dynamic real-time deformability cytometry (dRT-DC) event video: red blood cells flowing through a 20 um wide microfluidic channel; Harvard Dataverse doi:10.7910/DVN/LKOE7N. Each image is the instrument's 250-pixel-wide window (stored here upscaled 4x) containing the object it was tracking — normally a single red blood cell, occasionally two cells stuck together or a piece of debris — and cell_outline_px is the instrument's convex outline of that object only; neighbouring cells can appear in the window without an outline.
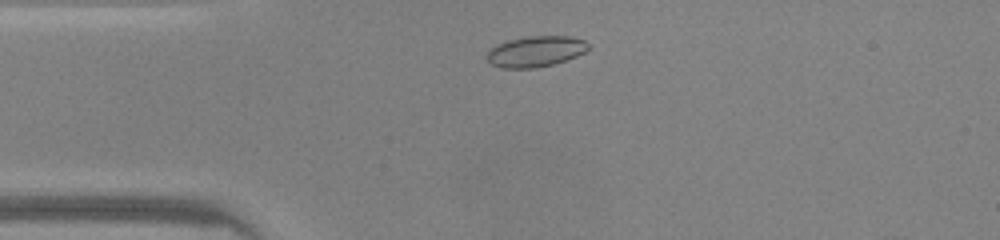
{"species": "common noctule bat (a hibernating species)", "species_latin": "Nyctalus noctula", "temperature_condition": "warm", "stored_images_in_passage": 32, "camera_frame_rate_fps": 3000, "um_per_image_px": 0.085, "animal": {"sex": "male", "body_mass_g": 20.0, "forearm_length_mm": 53.3}, "frame": {"image": 1, "passage_image": 2, "time_ms": 0.333, "image_size_px": [1000, 240], "cell_outline_px": [[588, 48], [584, 52], [576, 56], [552, 64], [532, 68], [504, 68], [492, 64], [484, 56], [496, 44], [508, 40], [528, 36], [572, 36], [584, 40], [588, 44]], "centroid_in_image_um": [45.5, 4.36], "position_along_channel_um": 39.5, "area_um2": 18.03}}
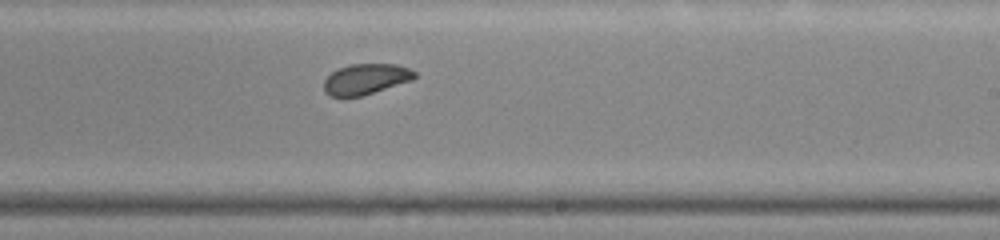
{"frame": {"image": 2, "passage_image": 19, "time_ms": 6.0, "image_size_px": [1000, 240], "cell_outline_px": [[416, 76], [412, 80], [360, 96], [332, 96], [324, 92], [324, 80], [332, 72], [340, 68], [352, 64], [396, 64], [408, 68], [416, 72]], "centroid_in_image_um": [31.09, 6.71], "position_along_channel_um": 257.9, "area_um2": 15.9}}
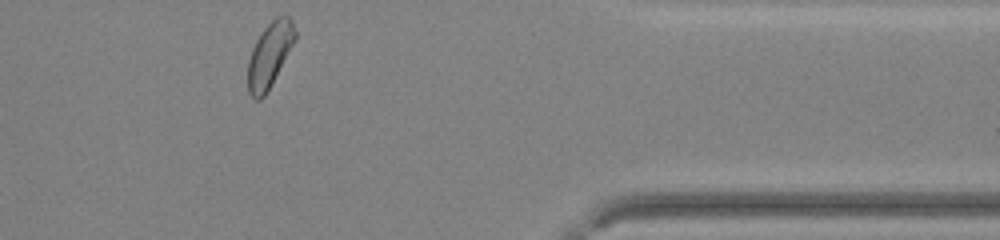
{"frame": {"image": 3, "passage_image": 30, "time_ms": 9.667, "image_size_px": [1000, 240], "cell_outline_px": [[296, 40], [264, 96], [260, 100], [256, 100], [248, 92], [248, 60], [252, 48], [256, 40], [264, 28], [276, 16], [288, 16], [292, 20], [296, 32]], "centroid_in_image_um": [22.92, 4.64], "position_along_channel_um": 388.5, "area_um2": 17.63}, "authors_computed_cell_mechanics": {"area_um2": 17.3689, "velocity_mm_per_s": 4.2454, "shape_relaxation_time_tau1_ms": 1.7151, "shape_relaxation_time_tau2_ms": null, "deformation_change_tau1": 0.0635, "deformation_change_tau2": null}}